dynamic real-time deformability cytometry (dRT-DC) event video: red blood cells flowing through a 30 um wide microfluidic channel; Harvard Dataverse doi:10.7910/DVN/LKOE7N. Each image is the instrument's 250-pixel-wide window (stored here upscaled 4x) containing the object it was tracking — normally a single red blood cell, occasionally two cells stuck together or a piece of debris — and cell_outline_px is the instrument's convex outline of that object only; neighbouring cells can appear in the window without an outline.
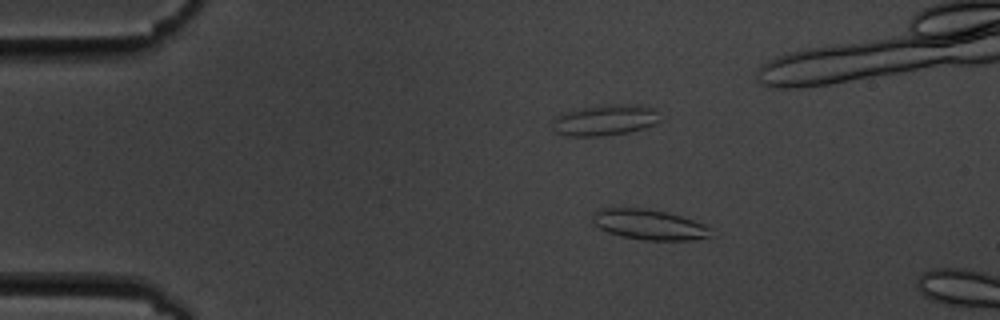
{"species": "common noctule bat (a hibernating species)", "species_latin": "Nyctalus noctula", "temperature_condition": "cold", "stored_images_in_passage": 8, "camera_frame_rate_fps": 3000, "um_per_image_px": 0.085, "animal": {"sex": "male", "body_mass_g": 19.5, "forearm_length_mm": 54.6}, "frame": {"image": 1, "passage_image": 4, "time_ms": 3.667, "image_size_px": [1000, 320], "cell_outline_px": [[712, 236], [688, 240], [648, 240], [624, 236], [608, 232], [592, 224], [592, 216], [600, 208], [640, 208], [664, 212], [680, 216], [704, 224], [712, 228]], "centroid_in_image_um": [55.18, 19.09], "position_along_channel_um": 29.8, "area_um2": 20.58}}